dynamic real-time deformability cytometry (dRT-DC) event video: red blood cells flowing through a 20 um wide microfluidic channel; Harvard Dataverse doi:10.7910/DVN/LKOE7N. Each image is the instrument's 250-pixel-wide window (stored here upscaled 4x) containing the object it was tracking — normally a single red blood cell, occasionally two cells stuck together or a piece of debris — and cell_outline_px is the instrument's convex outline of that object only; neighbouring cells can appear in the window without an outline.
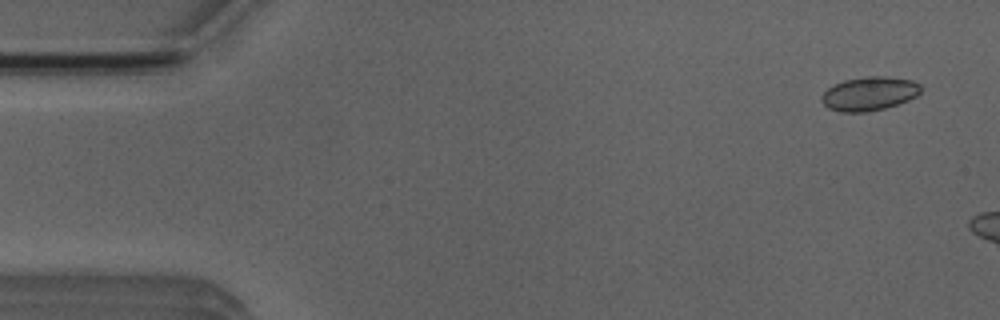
{"species": "Egyptian fruit bat (a non-hibernating species)", "species_latin": "Rousettus aegyptiacus", "temperature_condition": "room temperature", "stored_images_in_passage": 3, "camera_frame_rate_fps": 3000, "um_per_image_px": 0.085, "animal": {"sex": "male"}, "frame": {"image": 1, "passage_image": 1, "time_ms": 0.0, "image_size_px": [1000, 320], "cell_outline_px": [[920, 92], [916, 96], [908, 100], [884, 108], [868, 112], [840, 112], [828, 108], [820, 100], [820, 96], [828, 88], [844, 80], [868, 76], [880, 76], [912, 80], [920, 84]], "centroid_in_image_um": [73.86, 7.97], "position_along_channel_um": 11.1, "area_um2": 19.42}}